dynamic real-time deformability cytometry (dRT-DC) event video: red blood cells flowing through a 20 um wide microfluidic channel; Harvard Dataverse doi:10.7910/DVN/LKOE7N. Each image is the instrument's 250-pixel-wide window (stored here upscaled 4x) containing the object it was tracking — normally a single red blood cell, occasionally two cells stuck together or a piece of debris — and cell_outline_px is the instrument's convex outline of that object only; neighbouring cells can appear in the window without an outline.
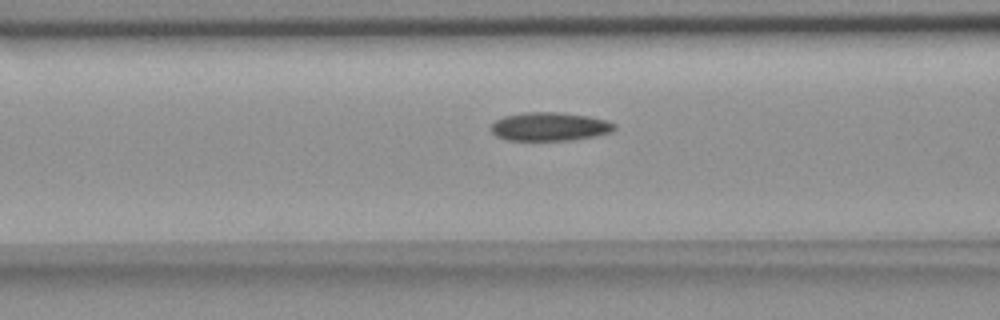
{"species": "common noctule bat (a hibernating species)", "species_latin": "Nyctalus noctula", "temperature_condition": "room temperature", "stored_images_in_passage": 38, "camera_frame_rate_fps": 3000, "um_per_image_px": 0.085, "animal": {"sex": "female", "body_mass_g": 18.4}, "frame": {"image": 1, "passage_image": 15, "time_ms": 4.667, "image_size_px": [1000, 320], "cell_outline_px": [[616, 128], [612, 132], [592, 136], [568, 140], [508, 140], [496, 136], [492, 132], [492, 124], [496, 120], [504, 116], [524, 112], [560, 112], [588, 116], [608, 120], [616, 124]], "centroid_in_image_um": [46.74, 10.75], "position_along_channel_um": 119.9, "area_um2": 20.46}}
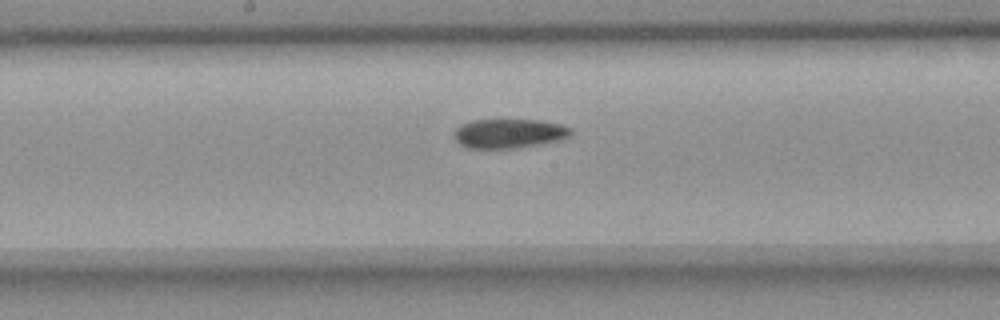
{"frame": {"image": 2, "passage_image": 22, "time_ms": 7.0, "image_size_px": [1000, 320], "cell_outline_px": [[572, 132], [568, 136], [556, 140], [536, 144], [512, 148], [468, 148], [460, 144], [456, 140], [452, 132], [460, 124], [472, 120], [540, 120], [560, 124], [572, 128]], "centroid_in_image_um": [43.2, 11.33], "position_along_channel_um": 205.0, "area_um2": 19.71}}
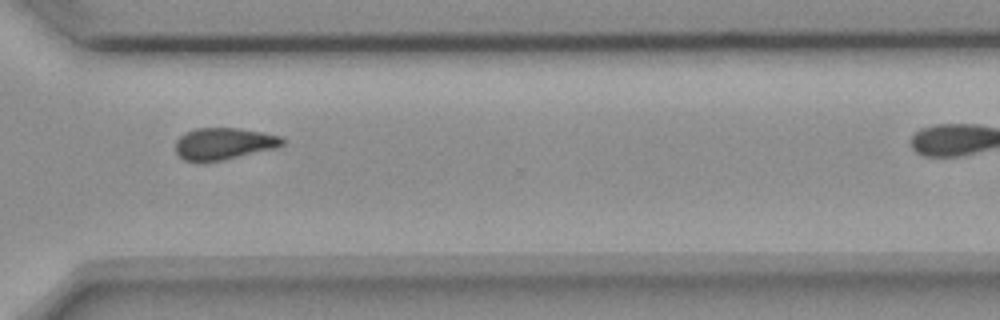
{"frame": {"image": 3, "passage_image": 34, "time_ms": 11.0, "image_size_px": [1000, 320], "cell_outline_px": [[284, 144], [272, 148], [224, 160], [204, 164], [196, 164], [184, 160], [176, 152], [176, 140], [180, 136], [196, 128], [240, 128], [280, 136], [284, 140]], "centroid_in_image_um": [18.95, 12.24], "position_along_channel_um": 351.7, "area_um2": 19.94}}